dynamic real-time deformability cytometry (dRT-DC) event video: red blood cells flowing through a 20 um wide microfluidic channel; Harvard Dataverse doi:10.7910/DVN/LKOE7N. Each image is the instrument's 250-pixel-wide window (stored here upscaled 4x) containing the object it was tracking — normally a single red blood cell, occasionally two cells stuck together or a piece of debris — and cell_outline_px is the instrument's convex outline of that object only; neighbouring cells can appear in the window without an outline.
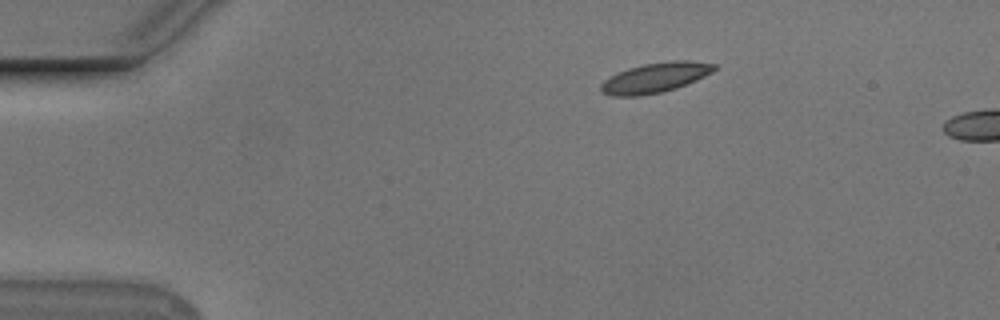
{"species": "Egyptian fruit bat (a non-hibernating species)", "species_latin": "Rousettus aegyptiacus", "temperature_condition": "cold", "stored_images_in_passage": 5, "camera_frame_rate_fps": 3000, "um_per_image_px": 0.085, "animal": {"sex": "male"}, "frame": {"image": 1, "passage_image": 1, "time_ms": 0.0, "image_size_px": [1000, 320], "cell_outline_px": [[716, 68], [712, 72], [696, 80], [676, 88], [660, 92], [640, 96], [612, 96], [600, 92], [600, 84], [608, 76], [616, 72], [628, 68], [644, 64], [672, 60], [692, 60], [716, 64]], "centroid_in_image_um": [55.65, 6.59], "position_along_channel_um": 29.3, "area_um2": 19.94}}